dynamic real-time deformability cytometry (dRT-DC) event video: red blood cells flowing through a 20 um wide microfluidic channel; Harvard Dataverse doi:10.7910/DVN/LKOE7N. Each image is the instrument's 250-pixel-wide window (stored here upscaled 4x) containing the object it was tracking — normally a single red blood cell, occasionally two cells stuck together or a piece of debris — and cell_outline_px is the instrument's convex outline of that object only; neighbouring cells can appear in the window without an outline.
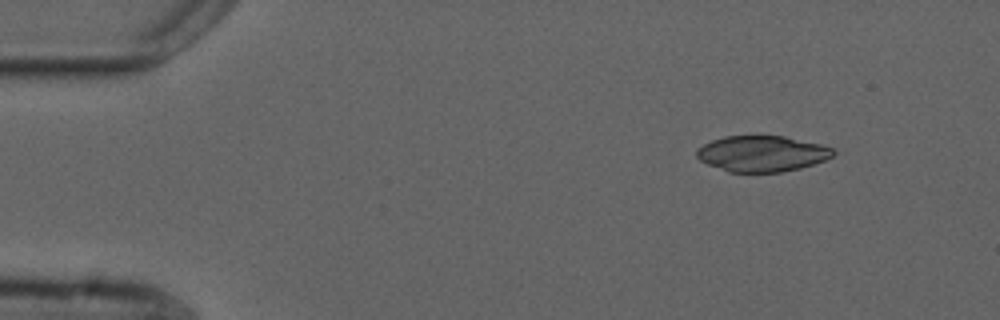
{"species": "common noctule bat (a hibernating species)", "species_latin": "Nyctalus noctula", "temperature_condition": "cold", "stored_images_in_passage": 21, "camera_frame_rate_fps": 3000, "um_per_image_px": 0.085, "animal": {"sex": "male", "forearm_length_mm": 52.5}, "frame": {"image": 1, "passage_image": 1, "time_ms": 0.0, "image_size_px": [1000, 320], "cell_outline_px": [[836, 152], [832, 156], [824, 160], [800, 168], [780, 172], [728, 172], [708, 164], [700, 160], [696, 156], [696, 152], [704, 144], [712, 140], [724, 136], [784, 136], [820, 144], [832, 148]], "centroid_in_image_um": [64.76, 13.06], "position_along_channel_um": 20.2, "area_um2": 28.32}}